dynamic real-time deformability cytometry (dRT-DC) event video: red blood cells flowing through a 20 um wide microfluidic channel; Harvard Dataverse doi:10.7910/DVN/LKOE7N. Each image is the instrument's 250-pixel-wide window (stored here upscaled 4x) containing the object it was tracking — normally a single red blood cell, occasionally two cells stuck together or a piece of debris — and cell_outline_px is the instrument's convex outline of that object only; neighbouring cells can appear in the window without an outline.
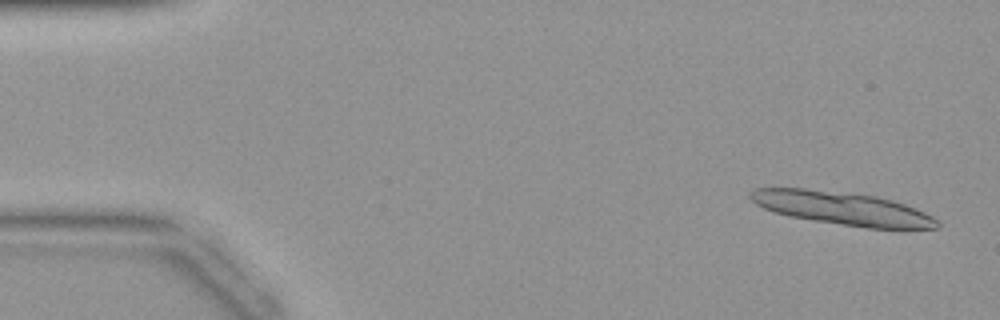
{"species": "common noctule bat (a hibernating species)", "species_latin": "Nyctalus noctula", "temperature_condition": "warm", "stored_images_in_passage": 11, "camera_frame_rate_fps": 3000, "um_per_image_px": 0.085, "animal": {"sex": "female", "body_mass_g": 19.9}, "frame": {"image": 1, "passage_image": 2, "time_ms": 0.333, "image_size_px": [1000, 320], "cell_outline_px": [[940, 228], [868, 228], [812, 220], [788, 216], [764, 208], [756, 204], [748, 196], [748, 192], [756, 188], [804, 188], [876, 196], [892, 200], [916, 208], [932, 216], [940, 224]], "centroid_in_image_um": [71.58, 17.7], "position_along_channel_um": 13.4, "area_um2": 35.72}}